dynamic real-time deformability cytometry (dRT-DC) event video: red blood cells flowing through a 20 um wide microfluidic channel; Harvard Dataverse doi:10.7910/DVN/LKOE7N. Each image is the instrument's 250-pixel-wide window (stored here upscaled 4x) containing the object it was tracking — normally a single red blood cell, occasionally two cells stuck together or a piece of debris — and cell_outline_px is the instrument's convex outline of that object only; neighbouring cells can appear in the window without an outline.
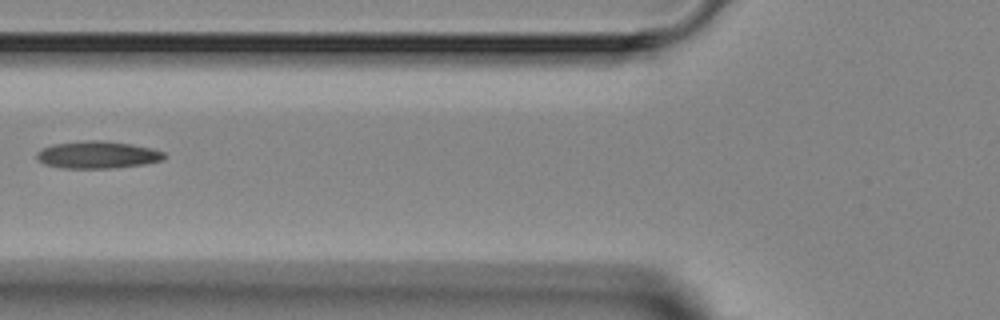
{"species": "Egyptian fruit bat (a non-hibernating species)", "species_latin": "Rousettus aegyptiacus", "temperature_condition": "room temperature", "stored_images_in_passage": 2, "camera_frame_rate_fps": 3000, "um_per_image_px": 0.085, "animal": {"sex": "female"}, "frame": {"image": 1, "passage_image": 2, "time_ms": 2.0, "image_size_px": [1000, 320], "cell_outline_px": [[164, 160], [144, 164], [112, 168], [64, 168], [44, 164], [36, 156], [36, 152], [52, 144], [88, 140], [100, 140], [132, 144], [152, 148], [164, 152]], "centroid_in_image_um": [8.3, 13.15], "position_along_channel_um": 117.5, "area_um2": 20.17}}